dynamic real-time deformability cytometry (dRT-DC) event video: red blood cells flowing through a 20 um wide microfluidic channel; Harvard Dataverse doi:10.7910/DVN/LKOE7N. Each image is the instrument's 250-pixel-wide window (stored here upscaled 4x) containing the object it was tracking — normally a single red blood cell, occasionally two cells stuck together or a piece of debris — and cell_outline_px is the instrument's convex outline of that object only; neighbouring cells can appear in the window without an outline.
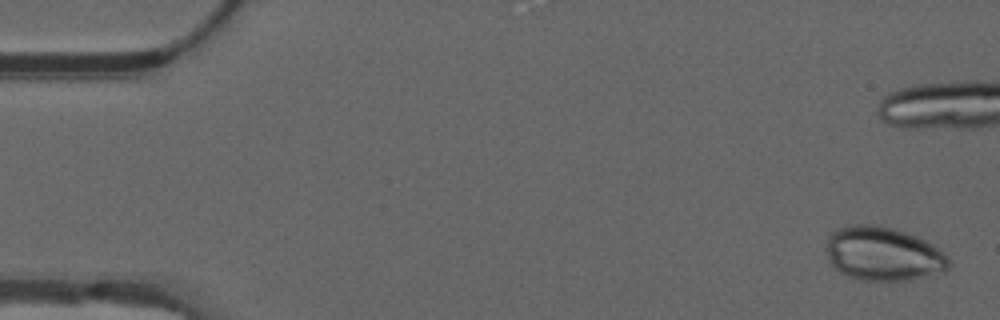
{"species": "common noctule bat (a hibernating species)", "species_latin": "Nyctalus noctula", "temperature_condition": "warm", "stored_images_in_passage": 42, "camera_frame_rate_fps": 3000, "um_per_image_px": 0.085, "animal": {"sex": "male", "forearm_length_mm": 52.5}, "frame": {"image": 1, "passage_image": 1, "time_ms": 0.0, "image_size_px": [1000, 320], "cell_outline_px": [[952, 264], [944, 272], [912, 280], [860, 280], [848, 276], [840, 272], [828, 260], [824, 248], [828, 236], [836, 228], [848, 224], [868, 224], [892, 228], [916, 236], [940, 248], [948, 256]], "centroid_in_image_um": [75.07, 21.57], "position_along_channel_um": 9.9, "area_um2": 39.02}}
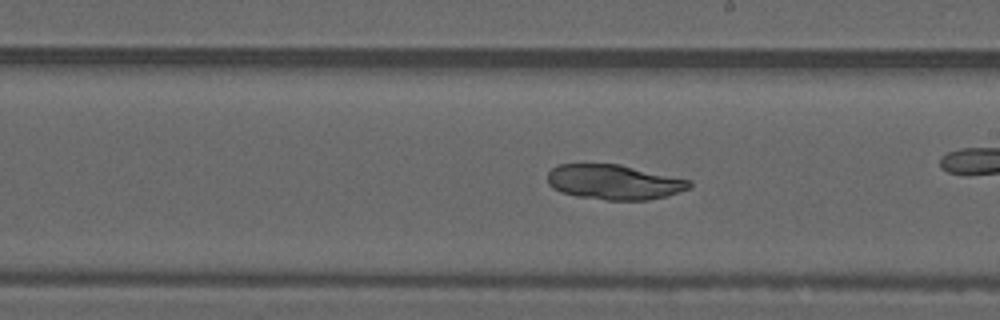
{"frame": {"image": 2, "passage_image": 30, "time_ms": 9.667, "image_size_px": [1000, 320], "cell_outline_px": [[692, 188], [664, 196], [648, 200], [608, 200], [576, 196], [560, 192], [552, 188], [548, 184], [548, 172], [556, 164], [620, 164], [692, 180]], "centroid_in_image_um": [52.2, 15.47], "position_along_channel_um": 236.8, "area_um2": 29.07}}